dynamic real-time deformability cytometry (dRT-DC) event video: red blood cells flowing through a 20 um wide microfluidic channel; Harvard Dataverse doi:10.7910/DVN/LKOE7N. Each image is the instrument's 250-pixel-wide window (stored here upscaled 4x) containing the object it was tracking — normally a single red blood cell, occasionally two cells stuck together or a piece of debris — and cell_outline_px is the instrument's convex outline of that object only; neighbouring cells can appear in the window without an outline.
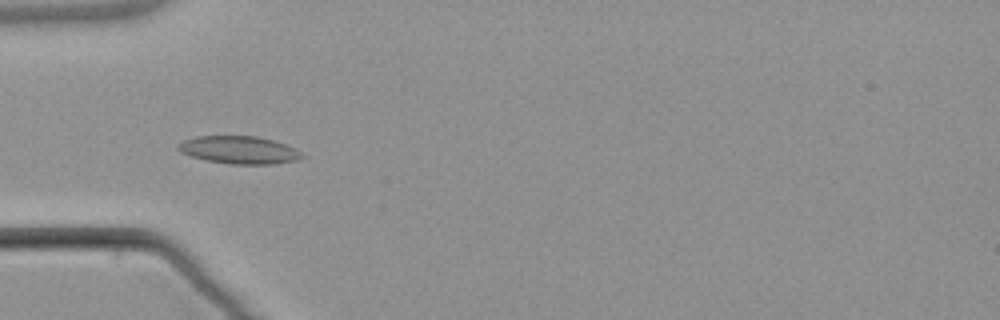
{"species": "common noctule bat (a hibernating species)", "species_latin": "Nyctalus noctula", "temperature_condition": "warm", "stored_images_in_passage": 6, "camera_frame_rate_fps": 3000, "um_per_image_px": 0.085, "animal": {"sex": "male", "body_mass_g": 21.5, "forearm_length_mm": 52.0}, "frame": {"image": 1, "passage_image": 4, "time_ms": 3.667, "image_size_px": [1000, 320], "cell_outline_px": [[304, 156], [296, 160], [276, 164], [228, 164], [208, 160], [192, 156], [180, 152], [176, 148], [176, 144], [184, 140], [196, 136], [256, 136], [272, 140], [284, 144], [300, 152]], "centroid_in_image_um": [20.27, 12.74], "position_along_channel_um": 64.7, "area_um2": 19.83}}
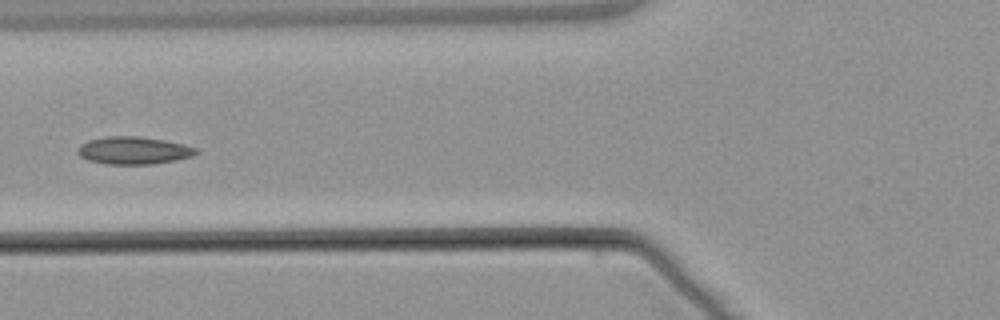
{"frame": {"image": 2, "passage_image": 5, "time_ms": 5.0, "image_size_px": [1000, 320], "cell_outline_px": [[200, 152], [192, 156], [176, 160], [152, 164], [104, 164], [88, 160], [80, 156], [76, 152], [76, 148], [80, 144], [88, 140], [108, 136], [140, 136], [164, 140], [184, 144], [196, 148]], "centroid_in_image_um": [11.33, 12.79], "position_along_channel_um": 114.5, "area_um2": 19.19}}
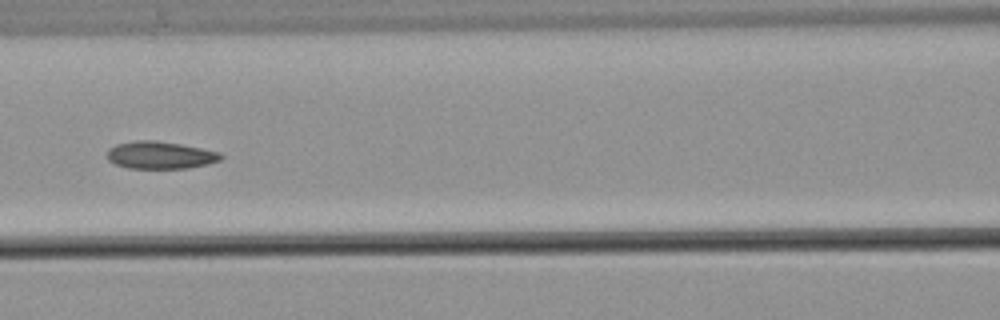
{"frame": {"image": 3, "passage_image": 6, "time_ms": 6.0, "image_size_px": [1000, 320], "cell_outline_px": [[224, 156], [220, 160], [208, 164], [188, 168], [128, 168], [116, 164], [108, 160], [108, 148], [116, 144], [136, 140], [156, 140], [180, 144], [220, 152]], "centroid_in_image_um": [13.62, 13.18], "position_along_channel_um": 153.0, "area_um2": 18.15}}